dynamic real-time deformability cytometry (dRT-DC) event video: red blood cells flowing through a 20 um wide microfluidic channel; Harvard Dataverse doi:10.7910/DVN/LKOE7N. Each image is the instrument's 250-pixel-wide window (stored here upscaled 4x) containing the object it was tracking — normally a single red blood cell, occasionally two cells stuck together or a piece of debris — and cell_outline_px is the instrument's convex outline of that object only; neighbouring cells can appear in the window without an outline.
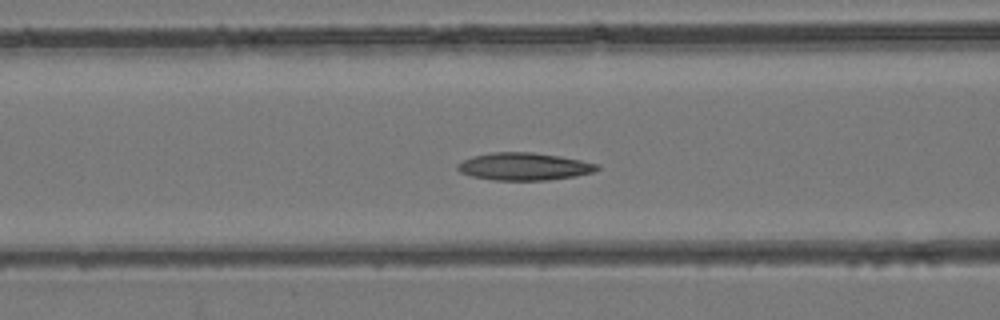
{"species": "common noctule bat (a hibernating species)", "species_latin": "Nyctalus noctula", "temperature_condition": "room temperature", "stored_images_in_passage": 43, "camera_frame_rate_fps": 3000, "um_per_image_px": 0.085, "animal": {"sex": "female", "body_mass_g": 24.6, "forearm_length_mm": 56.2}, "frame": {"image": 1, "passage_image": 17, "time_ms": 5.333, "image_size_px": [1000, 320], "cell_outline_px": [[600, 168], [592, 172], [576, 176], [548, 180], [492, 180], [472, 176], [460, 172], [456, 168], [456, 164], [472, 156], [492, 152], [532, 152], [560, 156], [600, 164]], "centroid_in_image_um": [44.54, 14.15], "position_along_channel_um": 122.1, "area_um2": 22.43}}
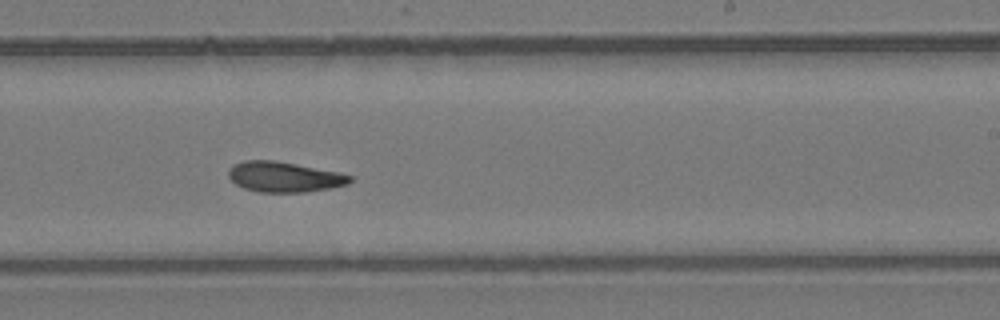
{"frame": {"image": 2, "passage_image": 26, "time_ms": 8.333, "image_size_px": [1000, 320], "cell_outline_px": [[352, 180], [348, 184], [332, 188], [304, 192], [260, 192], [244, 188], [236, 184], [228, 176], [228, 168], [232, 164], [244, 160], [276, 160], [340, 172], [352, 176]], "centroid_in_image_um": [24.15, 15.02], "position_along_channel_um": 264.8, "area_um2": 21.68}}
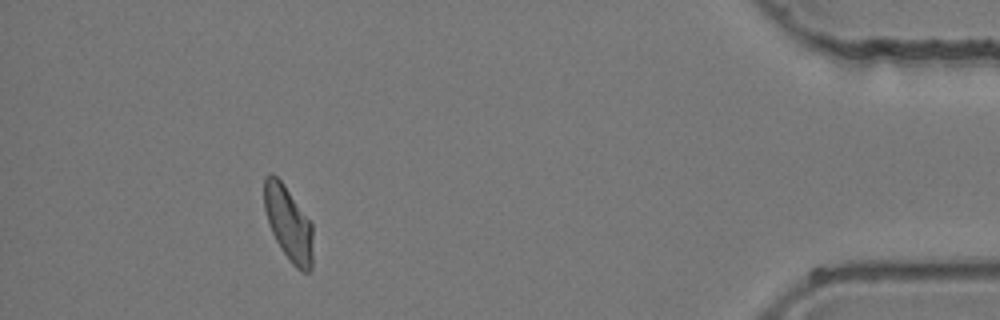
{"frame": {"image": 3, "passage_image": 39, "time_ms": 12.667, "image_size_px": [1000, 320], "cell_outline_px": [[312, 268], [308, 272], [300, 272], [292, 264], [276, 240], [268, 224], [264, 208], [264, 176], [268, 172], [272, 172], [284, 184], [312, 224]], "centroid_in_image_um": [24.5, 18.97], "position_along_channel_um": 410.7, "area_um2": 21.1}}